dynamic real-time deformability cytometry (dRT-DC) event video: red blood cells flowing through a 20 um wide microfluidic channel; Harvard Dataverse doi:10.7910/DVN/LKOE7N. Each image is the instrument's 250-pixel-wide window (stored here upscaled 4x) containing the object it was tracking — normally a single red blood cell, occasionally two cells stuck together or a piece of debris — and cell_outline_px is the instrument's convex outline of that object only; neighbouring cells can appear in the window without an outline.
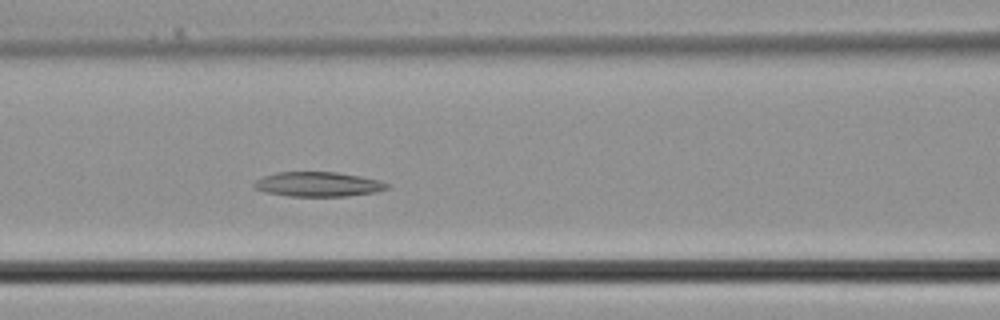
{"species": "common noctule bat (a hibernating species)", "species_latin": "Nyctalus noctula", "temperature_condition": "cold", "stored_images_in_passage": 36, "camera_frame_rate_fps": 3000, "um_per_image_px": 0.085, "animal": {"sex": "male", "body_mass_g": 21.5, "forearm_length_mm": 52.0}, "frame": {"image": 1, "passage_image": 15, "time_ms": 4.667, "image_size_px": [1000, 320], "cell_outline_px": [[388, 188], [376, 192], [348, 196], [288, 196], [264, 192], [252, 188], [252, 184], [256, 180], [264, 176], [276, 172], [336, 172], [360, 176], [380, 180], [388, 184]], "centroid_in_image_um": [27.0, 15.66], "position_along_channel_um": 139.6, "area_um2": 19.19}}
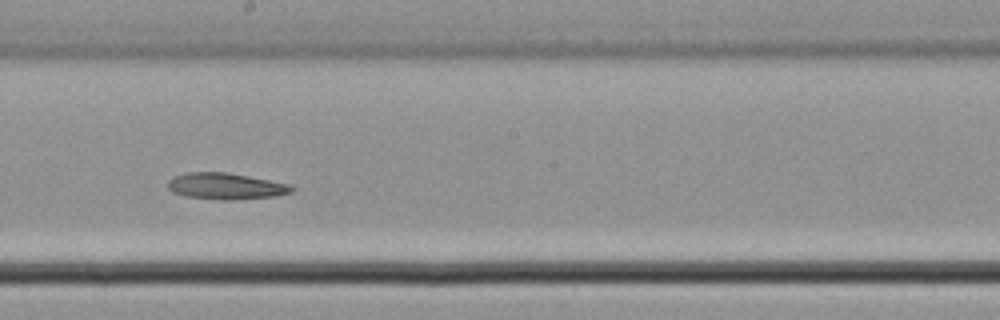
{"frame": {"image": 2, "passage_image": 20, "time_ms": 6.333, "image_size_px": [1000, 320], "cell_outline_px": [[296, 188], [292, 192], [276, 196], [232, 200], [224, 200], [184, 196], [172, 192], [168, 188], [168, 180], [172, 176], [188, 172], [224, 172], [248, 176], [288, 184]], "centroid_in_image_um": [19.16, 15.83], "position_along_channel_um": 229.0, "area_um2": 19.02}}
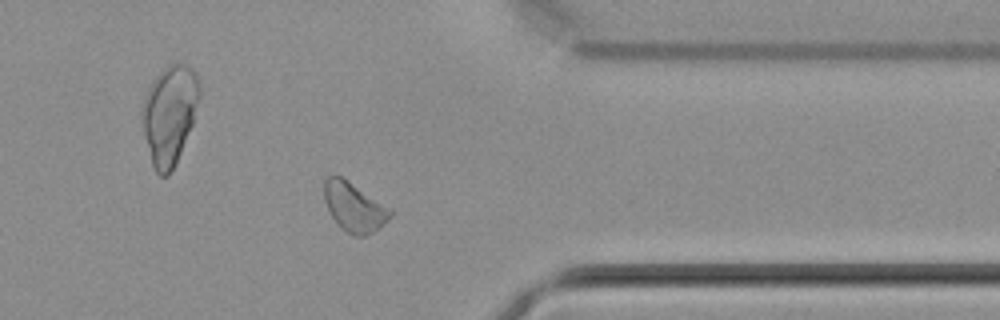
{"frame": {"image": 3, "passage_image": 29, "time_ms": 9.333, "image_size_px": [1000, 320], "cell_outline_px": [[392, 216], [384, 224], [372, 232], [364, 236], [352, 236], [340, 228], [336, 224], [324, 200], [324, 180], [328, 176], [340, 176], [392, 208]], "centroid_in_image_um": [30.11, 17.62], "position_along_channel_um": 381.3, "area_um2": 18.96}}